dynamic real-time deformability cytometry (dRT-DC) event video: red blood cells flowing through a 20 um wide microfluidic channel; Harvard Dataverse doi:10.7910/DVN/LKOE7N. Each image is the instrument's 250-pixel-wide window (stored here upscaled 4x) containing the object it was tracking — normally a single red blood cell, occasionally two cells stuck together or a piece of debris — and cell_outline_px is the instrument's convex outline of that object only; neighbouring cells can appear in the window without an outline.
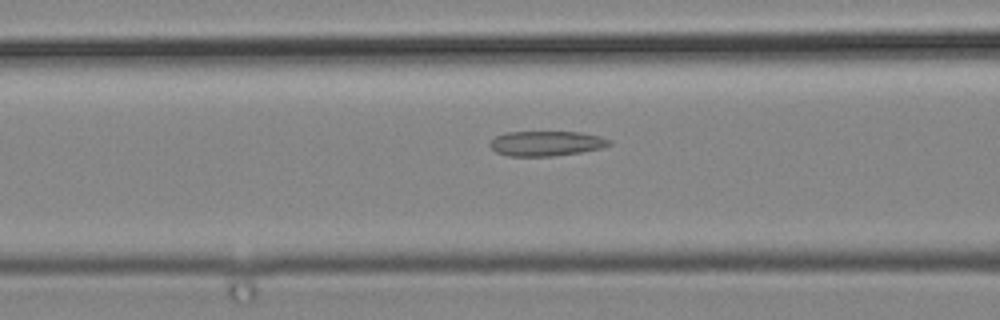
{"species": "common noctule bat (a hibernating species)", "species_latin": "Nyctalus noctula", "temperature_condition": "cold", "stored_images_in_passage": 38, "camera_frame_rate_fps": 3000, "um_per_image_px": 0.085, "animal": {"sex": "male", "body_mass_g": 19.2, "forearm_length_mm": 51.8}, "frame": {"image": 1, "passage_image": 9, "time_ms": 2.667, "image_size_px": [1000, 320], "cell_outline_px": [[612, 144], [600, 148], [580, 152], [552, 156], [508, 156], [496, 152], [488, 144], [496, 136], [504, 132], [580, 132], [600, 136], [612, 140]], "centroid_in_image_um": [46.43, 12.19], "position_along_channel_um": 120.2, "area_um2": 17.34}}
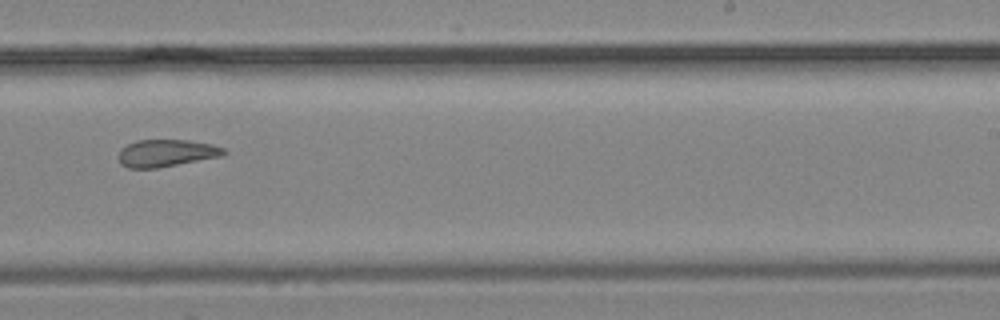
{"frame": {"image": 2, "passage_image": 20, "time_ms": 6.333, "image_size_px": [1000, 320], "cell_outline_px": [[228, 152], [224, 156], [156, 168], [128, 168], [120, 164], [120, 152], [128, 144], [136, 140], [188, 140], [212, 144], [224, 148]], "centroid_in_image_um": [14.2, 13.01], "position_along_channel_um": 274.8, "area_um2": 16.65}}
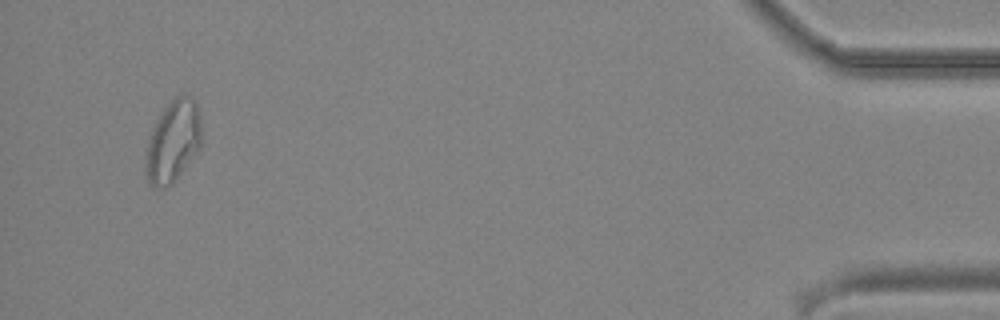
{"frame": {"image": 3, "passage_image": 36, "time_ms": 11.667, "image_size_px": [1000, 320], "cell_outline_px": [[200, 148], [172, 184], [164, 188], [156, 188], [148, 180], [144, 172], [144, 156], [148, 140], [156, 120], [160, 112], [176, 96], [192, 96], [196, 104], [200, 116]], "centroid_in_image_um": [14.67, 12.04], "position_along_channel_um": 420.5, "area_um2": 26.59}}